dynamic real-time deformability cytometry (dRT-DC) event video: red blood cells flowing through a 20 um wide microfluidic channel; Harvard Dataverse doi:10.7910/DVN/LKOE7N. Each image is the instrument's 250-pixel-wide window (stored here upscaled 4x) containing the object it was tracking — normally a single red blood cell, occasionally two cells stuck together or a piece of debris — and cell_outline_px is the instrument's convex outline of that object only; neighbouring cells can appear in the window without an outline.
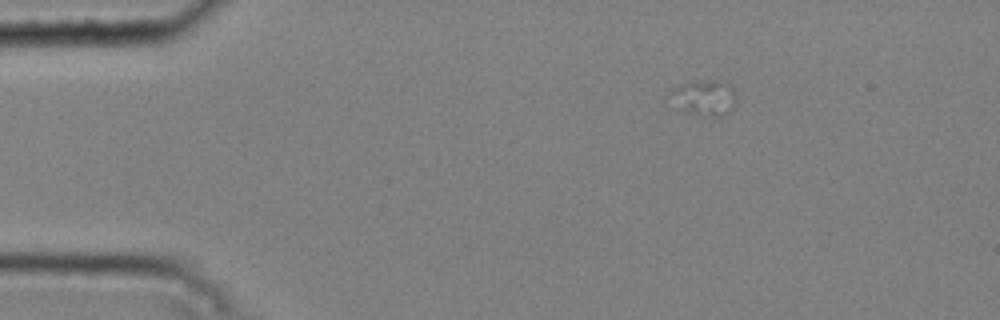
{"species": "common noctule bat (a hibernating species)", "species_latin": "Nyctalus noctula", "temperature_condition": "cold", "stored_images_in_passage": 3, "camera_frame_rate_fps": 3000, "um_per_image_px": 0.085, "animal": {"sex": "male", "body_mass_g": 20.4}, "frame": {"image": 1, "passage_image": 2, "time_ms": 0.333, "image_size_px": [1000, 320], "cell_outline_px": [[736, 100], [732, 108], [728, 112], [720, 116], [704, 116], [688, 112], [684, 108], [672, 92], [676, 88], [684, 84], [728, 80], [736, 96]], "centroid_in_image_um": [60.06, 8.31], "position_along_channel_um": 24.9, "area_um2": 12.48}}